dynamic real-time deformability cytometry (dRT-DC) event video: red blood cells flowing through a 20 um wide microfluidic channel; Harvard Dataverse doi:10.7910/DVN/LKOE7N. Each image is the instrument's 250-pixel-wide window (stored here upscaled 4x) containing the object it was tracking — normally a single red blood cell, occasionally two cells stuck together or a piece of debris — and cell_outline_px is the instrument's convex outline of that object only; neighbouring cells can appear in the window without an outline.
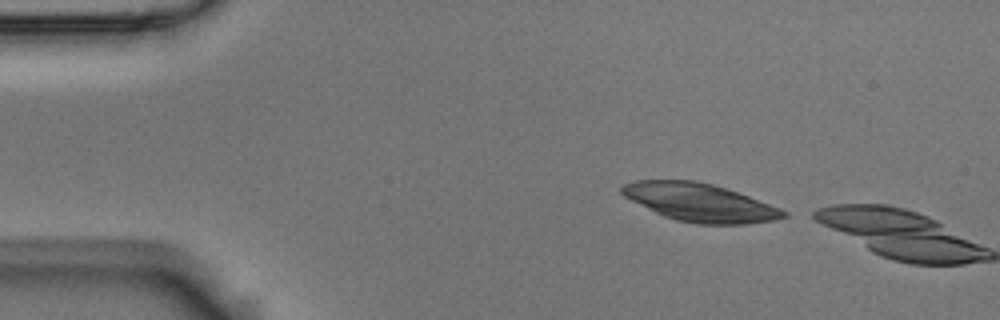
{"species": "Egyptian fruit bat (a non-hibernating species)", "species_latin": "Rousettus aegyptiacus", "temperature_condition": "room temperature", "stored_images_in_passage": 5, "camera_frame_rate_fps": 3000, "um_per_image_px": 0.085, "animal": {"sex": "male"}, "frame": {"image": 1, "passage_image": 5, "time_ms": 1.333, "image_size_px": [1000, 320], "cell_outline_px": [[788, 216], [776, 220], [748, 224], [696, 224], [676, 220], [664, 216], [624, 196], [620, 192], [620, 188], [624, 184], [632, 180], [696, 180], [712, 184], [748, 196], [780, 208], [788, 212]], "centroid_in_image_um": [59.49, 17.21], "position_along_channel_um": 25.5, "area_um2": 35.66}}